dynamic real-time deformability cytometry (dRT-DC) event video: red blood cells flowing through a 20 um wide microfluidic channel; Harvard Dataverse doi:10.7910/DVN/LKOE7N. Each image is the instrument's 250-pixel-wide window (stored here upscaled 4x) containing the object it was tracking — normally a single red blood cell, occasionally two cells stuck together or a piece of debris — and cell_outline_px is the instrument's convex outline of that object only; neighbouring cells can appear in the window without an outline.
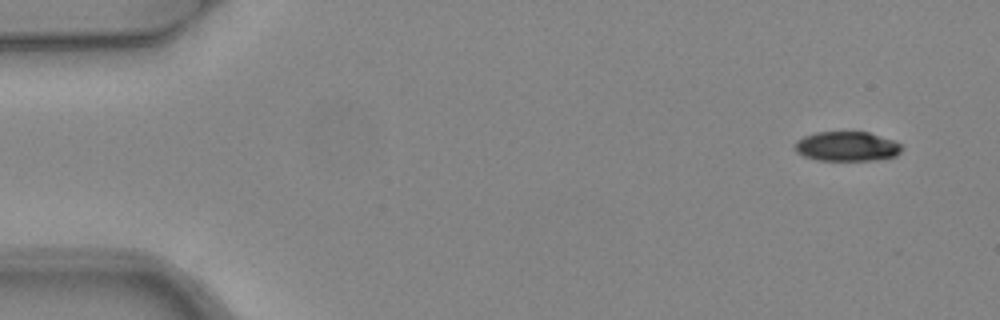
{"species": "common noctule bat (a hibernating species)", "species_latin": "Nyctalus noctula", "temperature_condition": "warm", "stored_images_in_passage": 6, "segment_of_instrument_passage": [2, 2], "camera_frame_rate_fps": 3000, "um_per_image_px": 0.085, "animal": {"sex": "female", "body_mass_g": 24.6, "forearm_length_mm": 56.2}, "frame": {"image": 1, "passage_image": 6, "time_ms": 1.667, "image_size_px": [1000, 320], "cell_outline_px": [[904, 148], [896, 156], [876, 160], [816, 160], [804, 156], [796, 152], [796, 140], [804, 136], [816, 132], [868, 132], [892, 140], [900, 144]], "centroid_in_image_um": [71.99, 12.45], "position_along_channel_um": 13.0, "area_um2": 18.38}}